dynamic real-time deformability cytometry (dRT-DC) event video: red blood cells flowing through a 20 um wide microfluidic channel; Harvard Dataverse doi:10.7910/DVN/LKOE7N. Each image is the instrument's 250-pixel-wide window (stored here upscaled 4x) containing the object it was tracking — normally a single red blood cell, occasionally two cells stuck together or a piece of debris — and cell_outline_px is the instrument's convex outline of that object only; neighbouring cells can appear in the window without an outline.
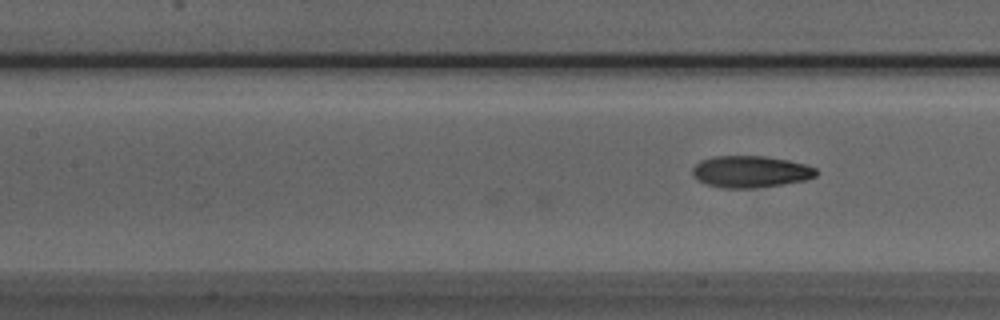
{"species": "Egyptian fruit bat (a non-hibernating species)", "species_latin": "Rousettus aegyptiacus", "temperature_condition": "room temperature", "stored_images_in_passage": 8, "camera_frame_rate_fps": 3000, "um_per_image_px": 0.085, "animal": {"sex": "male"}, "frame": {"image": 1, "passage_image": 8, "time_ms": 2.333, "image_size_px": [1000, 320], "cell_outline_px": [[816, 176], [804, 180], [756, 188], [720, 188], [708, 184], [692, 176], [692, 168], [700, 160], [712, 156], [764, 156], [788, 160], [804, 164], [816, 168]], "centroid_in_image_um": [63.76, 14.58], "position_along_channel_um": 143.6, "area_um2": 22.77}}